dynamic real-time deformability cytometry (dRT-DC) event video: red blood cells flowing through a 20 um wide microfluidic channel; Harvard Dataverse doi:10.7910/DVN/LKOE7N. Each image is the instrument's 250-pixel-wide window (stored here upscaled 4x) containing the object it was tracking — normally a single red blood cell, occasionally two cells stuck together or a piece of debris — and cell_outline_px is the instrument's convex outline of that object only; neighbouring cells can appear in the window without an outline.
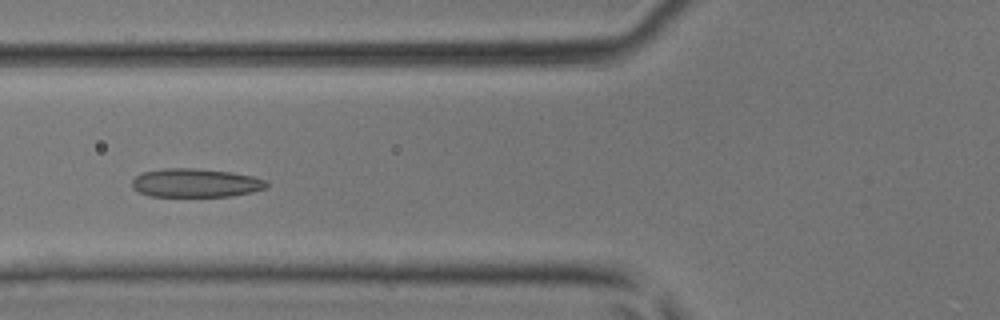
{"species": "common noctule bat (a hibernating species)", "species_latin": "Nyctalus noctula", "temperature_condition": "room temperature", "stored_images_in_passage": 38, "camera_frame_rate_fps": 3000, "um_per_image_px": 0.085, "animal": {"sex": "male", "body_mass_g": 17.9, "forearm_length_mm": 54.2}, "frame": {"image": 1, "passage_image": 11, "time_ms": 3.333, "image_size_px": [1000, 320], "cell_outline_px": [[268, 188], [252, 192], [232, 196], [148, 196], [132, 188], [132, 180], [140, 172], [164, 168], [192, 168], [232, 172], [252, 176], [268, 180]], "centroid_in_image_um": [16.64, 15.54], "position_along_channel_um": 109.2, "area_um2": 22.66}}
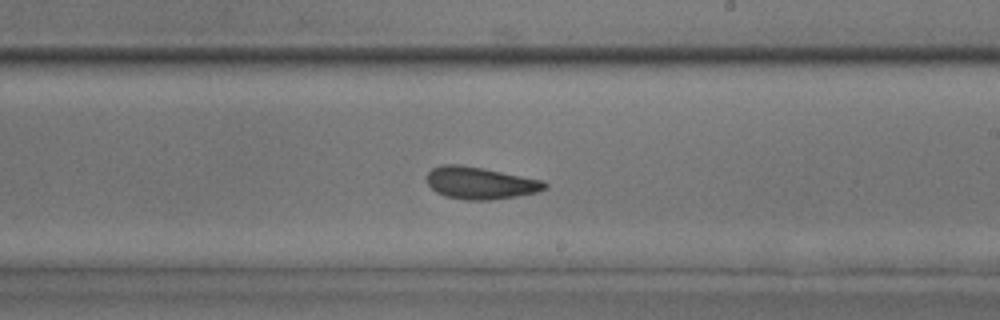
{"frame": {"image": 2, "passage_image": 20, "time_ms": 6.333, "image_size_px": [1000, 320], "cell_outline_px": [[548, 188], [536, 192], [516, 196], [488, 200], [464, 200], [444, 196], [436, 192], [428, 184], [428, 172], [432, 168], [444, 164], [460, 164], [484, 168], [544, 180], [548, 184]], "centroid_in_image_um": [40.84, 15.55], "position_along_channel_um": 248.2, "area_um2": 22.2}}
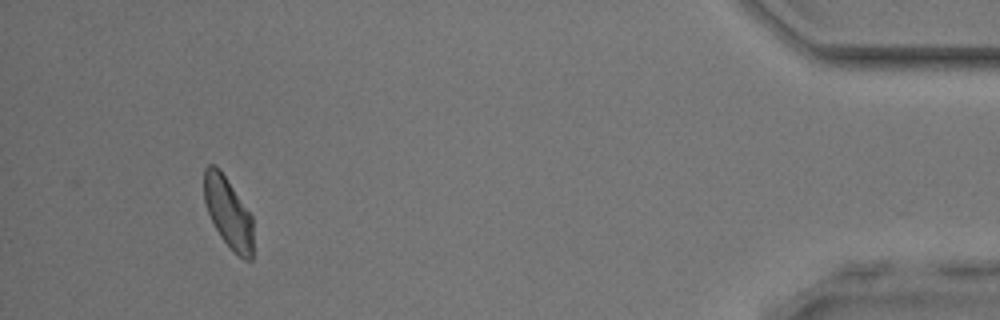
{"frame": {"image": 3, "passage_image": 35, "time_ms": 11.333, "image_size_px": [1000, 320], "cell_outline_px": [[252, 260], [244, 260], [232, 252], [220, 236], [208, 212], [204, 200], [204, 168], [208, 164], [216, 164], [220, 168], [252, 216]], "centroid_in_image_um": [19.39, 18.06], "position_along_channel_um": 415.8, "area_um2": 20.29}}